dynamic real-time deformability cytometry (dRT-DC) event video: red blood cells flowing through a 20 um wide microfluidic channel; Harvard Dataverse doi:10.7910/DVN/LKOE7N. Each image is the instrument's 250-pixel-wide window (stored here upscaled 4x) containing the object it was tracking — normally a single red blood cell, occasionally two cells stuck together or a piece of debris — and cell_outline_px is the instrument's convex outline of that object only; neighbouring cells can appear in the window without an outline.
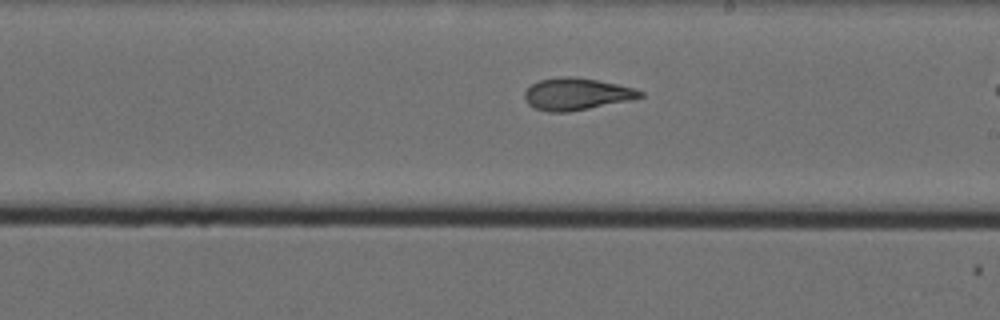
{"species": "Egyptian fruit bat (a non-hibernating species)", "species_latin": "Rousettus aegyptiacus", "temperature_condition": "cold", "stored_images_in_passage": 31, "camera_frame_rate_fps": 3000, "um_per_image_px": 0.085, "animal": {"sex": "female"}, "frame": {"image": 1, "passage_image": 18, "time_ms": 5.667, "image_size_px": [1000, 320], "cell_outline_px": [[644, 96], [628, 100], [568, 112], [548, 112], [536, 108], [528, 104], [524, 96], [524, 92], [532, 84], [540, 80], [560, 76], [572, 76], [596, 80], [616, 84], [632, 88], [644, 92]], "centroid_in_image_um": [48.96, 7.99], "position_along_channel_um": 240.0, "area_um2": 21.21}}
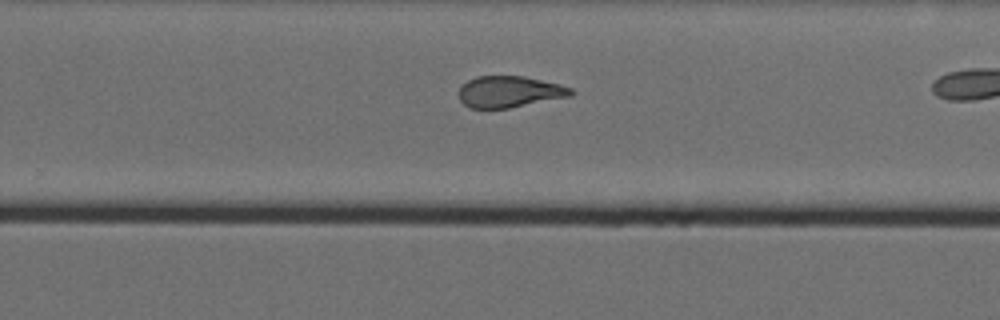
{"frame": {"image": 2, "passage_image": 22, "time_ms": 7.0, "image_size_px": [1000, 320], "cell_outline_px": [[576, 92], [572, 96], [508, 108], [468, 108], [460, 100], [456, 92], [468, 80], [476, 76], [524, 76], [560, 84], [572, 88]], "centroid_in_image_um": [43.31, 7.8], "position_along_channel_um": 286.5, "area_um2": 20.69}}